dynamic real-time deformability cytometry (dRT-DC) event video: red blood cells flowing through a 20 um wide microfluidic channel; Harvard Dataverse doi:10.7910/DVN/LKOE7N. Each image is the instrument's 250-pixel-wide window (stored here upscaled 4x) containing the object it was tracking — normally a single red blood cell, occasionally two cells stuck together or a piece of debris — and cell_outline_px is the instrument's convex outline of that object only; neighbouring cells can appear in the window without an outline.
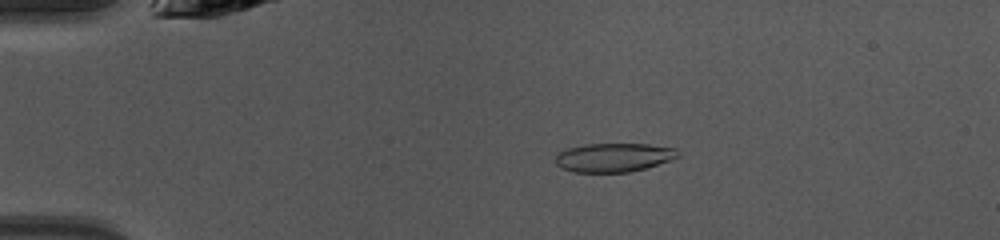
{"species": "common noctule bat (a hibernating species)", "species_latin": "Nyctalus noctula", "temperature_condition": "warm", "stored_images_in_passage": 25, "camera_frame_rate_fps": 3000, "um_per_image_px": 0.085, "animal": {"sex": "female", "body_mass_g": 10.0, "forearm_length_mm": 53.1}, "frame": {"image": 1, "passage_image": 10, "time_ms": 3.0, "image_size_px": [1000, 240], "cell_outline_px": [[680, 156], [632, 172], [572, 172], [560, 168], [552, 160], [560, 152], [568, 148], [584, 144], [648, 144], [676, 148]], "centroid_in_image_um": [52.11, 13.38], "position_along_channel_um": 32.9, "area_um2": 20.58}}
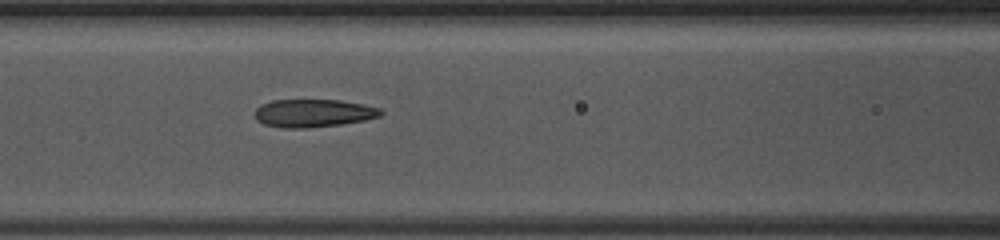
{"frame": {"image": 2, "passage_image": 21, "time_ms": 6.667, "image_size_px": [1000, 240], "cell_outline_px": [[384, 112], [380, 116], [364, 120], [340, 124], [308, 128], [284, 128], [264, 124], [256, 120], [252, 112], [260, 104], [272, 100], [340, 100], [380, 108]], "centroid_in_image_um": [26.57, 9.62], "position_along_channel_um": 140.0, "area_um2": 20.58}}
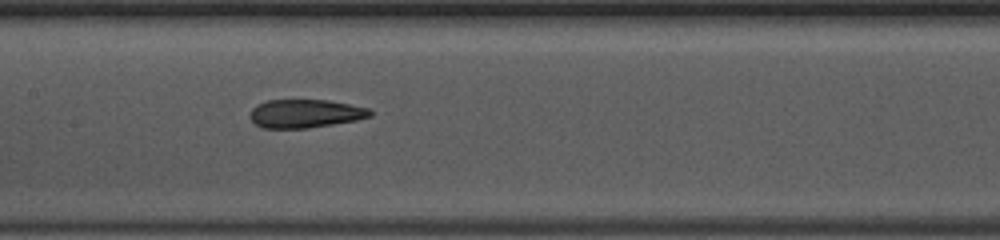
{"frame": {"image": 3, "passage_image": 24, "time_ms": 7.667, "image_size_px": [1000, 240], "cell_outline_px": [[372, 116], [356, 120], [308, 128], [264, 128], [256, 124], [248, 116], [252, 108], [256, 104], [268, 100], [328, 100], [372, 108]], "centroid_in_image_um": [25.96, 9.64], "position_along_channel_um": 181.4, "area_um2": 20.0}}